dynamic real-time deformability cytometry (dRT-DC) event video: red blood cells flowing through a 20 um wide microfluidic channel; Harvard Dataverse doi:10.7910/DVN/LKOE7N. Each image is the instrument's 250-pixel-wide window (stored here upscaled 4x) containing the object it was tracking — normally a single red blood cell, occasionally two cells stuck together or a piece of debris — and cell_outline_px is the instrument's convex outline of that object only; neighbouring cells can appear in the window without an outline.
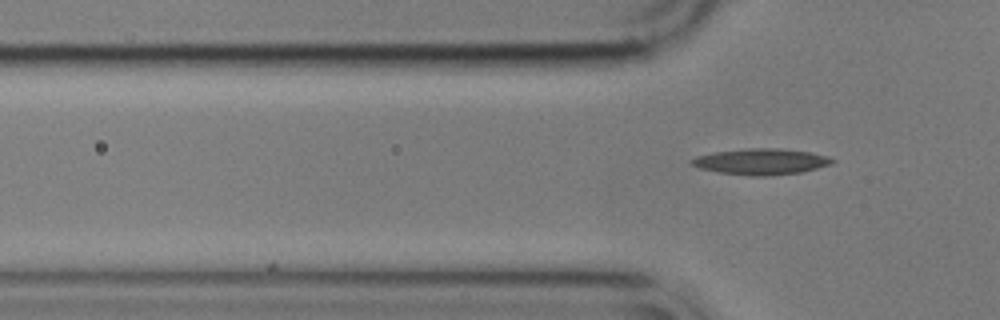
{"species": "common noctule bat (a hibernating species)", "species_latin": "Nyctalus noctula", "temperature_condition": "cold", "stored_images_in_passage": 6, "camera_frame_rate_fps": 3000, "um_per_image_px": 0.085, "animal": {"sex": "male", "body_mass_g": 17.9}, "frame": {"image": 1, "passage_image": 6, "time_ms": 1.667, "image_size_px": [1000, 320], "cell_outline_px": [[836, 160], [832, 164], [800, 172], [772, 176], [748, 176], [720, 172], [700, 168], [692, 164], [688, 160], [696, 156], [716, 152], [748, 148], [776, 148], [808, 152], [828, 156]], "centroid_in_image_um": [64.69, 13.74], "position_along_channel_um": 61.1, "area_um2": 21.21}}